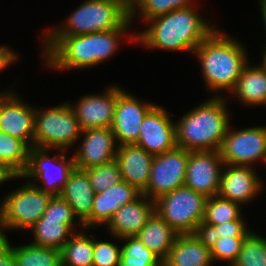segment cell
<instances>
[{
  "instance_id": "836d02e7",
  "label": "cell",
  "mask_w": 266,
  "mask_h": 266,
  "mask_svg": "<svg viewBox=\"0 0 266 266\" xmlns=\"http://www.w3.org/2000/svg\"><path fill=\"white\" fill-rule=\"evenodd\" d=\"M95 193L104 192L122 181L119 165L113 161L84 170Z\"/></svg>"
},
{
  "instance_id": "30bf717a",
  "label": "cell",
  "mask_w": 266,
  "mask_h": 266,
  "mask_svg": "<svg viewBox=\"0 0 266 266\" xmlns=\"http://www.w3.org/2000/svg\"><path fill=\"white\" fill-rule=\"evenodd\" d=\"M75 214L70 205L61 197L53 196L43 216L31 227L34 232L35 244L61 250L66 236L72 229Z\"/></svg>"
},
{
  "instance_id": "d4e9b609",
  "label": "cell",
  "mask_w": 266,
  "mask_h": 266,
  "mask_svg": "<svg viewBox=\"0 0 266 266\" xmlns=\"http://www.w3.org/2000/svg\"><path fill=\"white\" fill-rule=\"evenodd\" d=\"M178 233L172 229L156 212L147 220V223L135 235L145 247L164 261Z\"/></svg>"
},
{
  "instance_id": "6da1fadb",
  "label": "cell",
  "mask_w": 266,
  "mask_h": 266,
  "mask_svg": "<svg viewBox=\"0 0 266 266\" xmlns=\"http://www.w3.org/2000/svg\"><path fill=\"white\" fill-rule=\"evenodd\" d=\"M121 28L73 36H48L46 39L47 64L57 69L83 68L96 65L110 57L130 23Z\"/></svg>"
},
{
  "instance_id": "e0dca14e",
  "label": "cell",
  "mask_w": 266,
  "mask_h": 266,
  "mask_svg": "<svg viewBox=\"0 0 266 266\" xmlns=\"http://www.w3.org/2000/svg\"><path fill=\"white\" fill-rule=\"evenodd\" d=\"M85 134L83 145L74 155V167L85 170L113 161L115 135L111 128H91L82 130Z\"/></svg>"
},
{
  "instance_id": "e575fe53",
  "label": "cell",
  "mask_w": 266,
  "mask_h": 266,
  "mask_svg": "<svg viewBox=\"0 0 266 266\" xmlns=\"http://www.w3.org/2000/svg\"><path fill=\"white\" fill-rule=\"evenodd\" d=\"M245 237H220L209 243L212 259L230 261V266L237 260Z\"/></svg>"
},
{
  "instance_id": "f546056e",
  "label": "cell",
  "mask_w": 266,
  "mask_h": 266,
  "mask_svg": "<svg viewBox=\"0 0 266 266\" xmlns=\"http://www.w3.org/2000/svg\"><path fill=\"white\" fill-rule=\"evenodd\" d=\"M239 203L215 195L207 198L201 226H214L229 221L242 220Z\"/></svg>"
},
{
  "instance_id": "7a4b0ae2",
  "label": "cell",
  "mask_w": 266,
  "mask_h": 266,
  "mask_svg": "<svg viewBox=\"0 0 266 266\" xmlns=\"http://www.w3.org/2000/svg\"><path fill=\"white\" fill-rule=\"evenodd\" d=\"M195 12L194 7L190 6L148 20L153 22V25L141 35H137L136 39L149 47L194 52L215 30Z\"/></svg>"
},
{
  "instance_id": "5b68a950",
  "label": "cell",
  "mask_w": 266,
  "mask_h": 266,
  "mask_svg": "<svg viewBox=\"0 0 266 266\" xmlns=\"http://www.w3.org/2000/svg\"><path fill=\"white\" fill-rule=\"evenodd\" d=\"M67 20V26L48 36H73L121 28L130 18L125 0H87Z\"/></svg>"
},
{
  "instance_id": "f35d334b",
  "label": "cell",
  "mask_w": 266,
  "mask_h": 266,
  "mask_svg": "<svg viewBox=\"0 0 266 266\" xmlns=\"http://www.w3.org/2000/svg\"><path fill=\"white\" fill-rule=\"evenodd\" d=\"M16 55L12 53L8 48L4 46H0V71L7 67L14 59H16Z\"/></svg>"
},
{
  "instance_id": "ac0fdd59",
  "label": "cell",
  "mask_w": 266,
  "mask_h": 266,
  "mask_svg": "<svg viewBox=\"0 0 266 266\" xmlns=\"http://www.w3.org/2000/svg\"><path fill=\"white\" fill-rule=\"evenodd\" d=\"M121 89L109 88L103 96H84L76 107H72L82 130L91 128H110L113 119L117 95Z\"/></svg>"
},
{
  "instance_id": "52a82bcc",
  "label": "cell",
  "mask_w": 266,
  "mask_h": 266,
  "mask_svg": "<svg viewBox=\"0 0 266 266\" xmlns=\"http://www.w3.org/2000/svg\"><path fill=\"white\" fill-rule=\"evenodd\" d=\"M42 113V114H41ZM82 129L75 112L69 104H63L46 112L35 111L34 147L58 148L71 146Z\"/></svg>"
},
{
  "instance_id": "1f68e13d",
  "label": "cell",
  "mask_w": 266,
  "mask_h": 266,
  "mask_svg": "<svg viewBox=\"0 0 266 266\" xmlns=\"http://www.w3.org/2000/svg\"><path fill=\"white\" fill-rule=\"evenodd\" d=\"M190 0H131L128 3L129 18L134 15L135 6L141 9L144 20H151L155 17L167 14L176 9L190 7ZM136 3V4H135Z\"/></svg>"
},
{
  "instance_id": "277c9868",
  "label": "cell",
  "mask_w": 266,
  "mask_h": 266,
  "mask_svg": "<svg viewBox=\"0 0 266 266\" xmlns=\"http://www.w3.org/2000/svg\"><path fill=\"white\" fill-rule=\"evenodd\" d=\"M214 30L195 49L210 90L233 89L246 66L241 44Z\"/></svg>"
},
{
  "instance_id": "d590c367",
  "label": "cell",
  "mask_w": 266,
  "mask_h": 266,
  "mask_svg": "<svg viewBox=\"0 0 266 266\" xmlns=\"http://www.w3.org/2000/svg\"><path fill=\"white\" fill-rule=\"evenodd\" d=\"M200 233L210 243L220 237H246L250 232L243 220H234L214 226H201Z\"/></svg>"
},
{
  "instance_id": "5bb4252c",
  "label": "cell",
  "mask_w": 266,
  "mask_h": 266,
  "mask_svg": "<svg viewBox=\"0 0 266 266\" xmlns=\"http://www.w3.org/2000/svg\"><path fill=\"white\" fill-rule=\"evenodd\" d=\"M154 106L153 104H141L123 91L117 95L114 119L110 128L116 140L120 142L118 146L136 144L145 115Z\"/></svg>"
},
{
  "instance_id": "ffe728a7",
  "label": "cell",
  "mask_w": 266,
  "mask_h": 266,
  "mask_svg": "<svg viewBox=\"0 0 266 266\" xmlns=\"http://www.w3.org/2000/svg\"><path fill=\"white\" fill-rule=\"evenodd\" d=\"M153 158L146 150L131 144L118 146L115 160L119 165L122 180L142 192L149 182Z\"/></svg>"
},
{
  "instance_id": "4dcf8cb0",
  "label": "cell",
  "mask_w": 266,
  "mask_h": 266,
  "mask_svg": "<svg viewBox=\"0 0 266 266\" xmlns=\"http://www.w3.org/2000/svg\"><path fill=\"white\" fill-rule=\"evenodd\" d=\"M128 242L121 248L118 266H163V261L136 236L123 237Z\"/></svg>"
},
{
  "instance_id": "3957f363",
  "label": "cell",
  "mask_w": 266,
  "mask_h": 266,
  "mask_svg": "<svg viewBox=\"0 0 266 266\" xmlns=\"http://www.w3.org/2000/svg\"><path fill=\"white\" fill-rule=\"evenodd\" d=\"M228 118L221 97L205 102L175 124L177 147L187 151H219L229 128Z\"/></svg>"
},
{
  "instance_id": "484cf974",
  "label": "cell",
  "mask_w": 266,
  "mask_h": 266,
  "mask_svg": "<svg viewBox=\"0 0 266 266\" xmlns=\"http://www.w3.org/2000/svg\"><path fill=\"white\" fill-rule=\"evenodd\" d=\"M233 92L249 104H266V71L260 66L243 68Z\"/></svg>"
},
{
  "instance_id": "9c48e42d",
  "label": "cell",
  "mask_w": 266,
  "mask_h": 266,
  "mask_svg": "<svg viewBox=\"0 0 266 266\" xmlns=\"http://www.w3.org/2000/svg\"><path fill=\"white\" fill-rule=\"evenodd\" d=\"M188 151L176 147L173 150L155 155L151 164L150 178L142 194L156 200L161 195L169 193L184 185Z\"/></svg>"
},
{
  "instance_id": "8d00e7d4",
  "label": "cell",
  "mask_w": 266,
  "mask_h": 266,
  "mask_svg": "<svg viewBox=\"0 0 266 266\" xmlns=\"http://www.w3.org/2000/svg\"><path fill=\"white\" fill-rule=\"evenodd\" d=\"M92 266H118L121 260V249L110 242L94 241Z\"/></svg>"
},
{
  "instance_id": "4fadbf2b",
  "label": "cell",
  "mask_w": 266,
  "mask_h": 266,
  "mask_svg": "<svg viewBox=\"0 0 266 266\" xmlns=\"http://www.w3.org/2000/svg\"><path fill=\"white\" fill-rule=\"evenodd\" d=\"M137 146L153 156L173 150L176 144V125L161 107L154 106L146 115L140 127Z\"/></svg>"
},
{
  "instance_id": "d6986e66",
  "label": "cell",
  "mask_w": 266,
  "mask_h": 266,
  "mask_svg": "<svg viewBox=\"0 0 266 266\" xmlns=\"http://www.w3.org/2000/svg\"><path fill=\"white\" fill-rule=\"evenodd\" d=\"M209 243L201 233L178 234L163 266H209Z\"/></svg>"
},
{
  "instance_id": "603a6c76",
  "label": "cell",
  "mask_w": 266,
  "mask_h": 266,
  "mask_svg": "<svg viewBox=\"0 0 266 266\" xmlns=\"http://www.w3.org/2000/svg\"><path fill=\"white\" fill-rule=\"evenodd\" d=\"M94 194L87 173L74 167L60 196L70 205L84 227L91 226Z\"/></svg>"
},
{
  "instance_id": "ba28073f",
  "label": "cell",
  "mask_w": 266,
  "mask_h": 266,
  "mask_svg": "<svg viewBox=\"0 0 266 266\" xmlns=\"http://www.w3.org/2000/svg\"><path fill=\"white\" fill-rule=\"evenodd\" d=\"M52 197L27 182L5 198L0 208V228H31L43 216Z\"/></svg>"
},
{
  "instance_id": "44dd1931",
  "label": "cell",
  "mask_w": 266,
  "mask_h": 266,
  "mask_svg": "<svg viewBox=\"0 0 266 266\" xmlns=\"http://www.w3.org/2000/svg\"><path fill=\"white\" fill-rule=\"evenodd\" d=\"M146 198L148 199L146 195L141 194L138 199L117 210L107 223L113 235L123 239V237L135 236L142 229L155 212L154 200L151 199L148 202Z\"/></svg>"
},
{
  "instance_id": "b9f144b4",
  "label": "cell",
  "mask_w": 266,
  "mask_h": 266,
  "mask_svg": "<svg viewBox=\"0 0 266 266\" xmlns=\"http://www.w3.org/2000/svg\"><path fill=\"white\" fill-rule=\"evenodd\" d=\"M261 67L266 71V52L264 54V59H263V62H262V66Z\"/></svg>"
},
{
  "instance_id": "9a60e30c",
  "label": "cell",
  "mask_w": 266,
  "mask_h": 266,
  "mask_svg": "<svg viewBox=\"0 0 266 266\" xmlns=\"http://www.w3.org/2000/svg\"><path fill=\"white\" fill-rule=\"evenodd\" d=\"M5 94L0 93V131L24 141L30 148L34 147L35 110L11 92ZM29 140L32 143L29 144Z\"/></svg>"
},
{
  "instance_id": "d6a6232c",
  "label": "cell",
  "mask_w": 266,
  "mask_h": 266,
  "mask_svg": "<svg viewBox=\"0 0 266 266\" xmlns=\"http://www.w3.org/2000/svg\"><path fill=\"white\" fill-rule=\"evenodd\" d=\"M232 266H266V239L253 232L249 233Z\"/></svg>"
},
{
  "instance_id": "7402d4cb",
  "label": "cell",
  "mask_w": 266,
  "mask_h": 266,
  "mask_svg": "<svg viewBox=\"0 0 266 266\" xmlns=\"http://www.w3.org/2000/svg\"><path fill=\"white\" fill-rule=\"evenodd\" d=\"M225 166L230 168L221 174L218 193L221 198L242 204L251 200L261 190L259 178L252 168L249 166Z\"/></svg>"
},
{
  "instance_id": "cb8c5ba5",
  "label": "cell",
  "mask_w": 266,
  "mask_h": 266,
  "mask_svg": "<svg viewBox=\"0 0 266 266\" xmlns=\"http://www.w3.org/2000/svg\"><path fill=\"white\" fill-rule=\"evenodd\" d=\"M142 193L126 181L107 188L104 192L95 193L91 210V226L108 223L119 208L131 203Z\"/></svg>"
},
{
  "instance_id": "83f0119b",
  "label": "cell",
  "mask_w": 266,
  "mask_h": 266,
  "mask_svg": "<svg viewBox=\"0 0 266 266\" xmlns=\"http://www.w3.org/2000/svg\"><path fill=\"white\" fill-rule=\"evenodd\" d=\"M16 266H62L61 251L28 244L12 248Z\"/></svg>"
},
{
  "instance_id": "8992f818",
  "label": "cell",
  "mask_w": 266,
  "mask_h": 266,
  "mask_svg": "<svg viewBox=\"0 0 266 266\" xmlns=\"http://www.w3.org/2000/svg\"><path fill=\"white\" fill-rule=\"evenodd\" d=\"M207 197L183 185L156 200L155 212L178 234L200 233Z\"/></svg>"
},
{
  "instance_id": "4316f807",
  "label": "cell",
  "mask_w": 266,
  "mask_h": 266,
  "mask_svg": "<svg viewBox=\"0 0 266 266\" xmlns=\"http://www.w3.org/2000/svg\"><path fill=\"white\" fill-rule=\"evenodd\" d=\"M70 238L62 247V266H92L94 253V239L85 234L75 235L70 233Z\"/></svg>"
},
{
  "instance_id": "60d3db41",
  "label": "cell",
  "mask_w": 266,
  "mask_h": 266,
  "mask_svg": "<svg viewBox=\"0 0 266 266\" xmlns=\"http://www.w3.org/2000/svg\"><path fill=\"white\" fill-rule=\"evenodd\" d=\"M261 10H262V17L265 23V28H266V0H261ZM266 30V29H265Z\"/></svg>"
},
{
  "instance_id": "2e32d148",
  "label": "cell",
  "mask_w": 266,
  "mask_h": 266,
  "mask_svg": "<svg viewBox=\"0 0 266 266\" xmlns=\"http://www.w3.org/2000/svg\"><path fill=\"white\" fill-rule=\"evenodd\" d=\"M45 151L46 149L43 148H30L27 167L20 177H36L46 184L44 188L38 187L40 190L50 193L53 196H60L70 172L74 169V158L72 157L70 161L66 163V156L63 154L60 155L59 158L61 159L59 162H61L57 167V172L59 175L58 179L60 177L58 180L52 176L54 174H52V168L50 166L52 161L57 162V157L54 156L52 159H50L49 156L47 157Z\"/></svg>"
},
{
  "instance_id": "f1b7e54d",
  "label": "cell",
  "mask_w": 266,
  "mask_h": 266,
  "mask_svg": "<svg viewBox=\"0 0 266 266\" xmlns=\"http://www.w3.org/2000/svg\"><path fill=\"white\" fill-rule=\"evenodd\" d=\"M30 147L22 140L0 133V161L6 163L19 176L28 164Z\"/></svg>"
},
{
  "instance_id": "74e56055",
  "label": "cell",
  "mask_w": 266,
  "mask_h": 266,
  "mask_svg": "<svg viewBox=\"0 0 266 266\" xmlns=\"http://www.w3.org/2000/svg\"><path fill=\"white\" fill-rule=\"evenodd\" d=\"M0 266H16L12 247L7 238L0 240Z\"/></svg>"
},
{
  "instance_id": "7c38bea8",
  "label": "cell",
  "mask_w": 266,
  "mask_h": 266,
  "mask_svg": "<svg viewBox=\"0 0 266 266\" xmlns=\"http://www.w3.org/2000/svg\"><path fill=\"white\" fill-rule=\"evenodd\" d=\"M223 164L219 151H188L184 185L207 198L218 195Z\"/></svg>"
},
{
  "instance_id": "8fae6325",
  "label": "cell",
  "mask_w": 266,
  "mask_h": 266,
  "mask_svg": "<svg viewBox=\"0 0 266 266\" xmlns=\"http://www.w3.org/2000/svg\"><path fill=\"white\" fill-rule=\"evenodd\" d=\"M224 165L249 166L263 159L266 161V127L227 130L219 149Z\"/></svg>"
},
{
  "instance_id": "7bdbcfd3",
  "label": "cell",
  "mask_w": 266,
  "mask_h": 266,
  "mask_svg": "<svg viewBox=\"0 0 266 266\" xmlns=\"http://www.w3.org/2000/svg\"><path fill=\"white\" fill-rule=\"evenodd\" d=\"M2 238H6V236L4 235V233H2V230L0 229V240H1Z\"/></svg>"
},
{
  "instance_id": "ab89813d",
  "label": "cell",
  "mask_w": 266,
  "mask_h": 266,
  "mask_svg": "<svg viewBox=\"0 0 266 266\" xmlns=\"http://www.w3.org/2000/svg\"><path fill=\"white\" fill-rule=\"evenodd\" d=\"M20 177L12 168L6 163L0 161V183L8 179Z\"/></svg>"
}]
</instances>
